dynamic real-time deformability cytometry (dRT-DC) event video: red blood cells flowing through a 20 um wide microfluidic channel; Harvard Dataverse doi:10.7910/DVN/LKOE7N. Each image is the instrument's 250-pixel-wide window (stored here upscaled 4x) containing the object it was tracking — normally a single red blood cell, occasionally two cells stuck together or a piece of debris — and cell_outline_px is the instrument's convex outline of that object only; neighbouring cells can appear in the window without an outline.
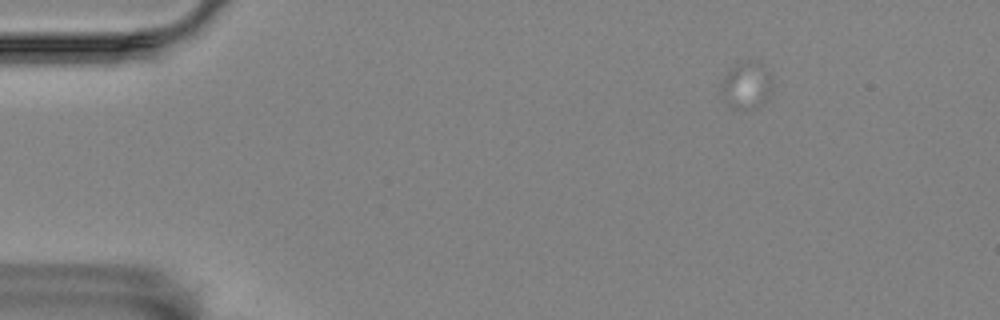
{"species": "Egyptian fruit bat (a non-hibernating species)", "species_latin": "Rousettus aegyptiacus", "temperature_condition": "room temperature", "stored_images_in_passage": 9, "camera_frame_rate_fps": 3000, "um_per_image_px": 0.085, "animal": {"sex": "female"}, "frame": {"image": 1, "passage_image": 2, "time_ms": 1.333, "image_size_px": [1000, 320], "cell_outline_px": [[772, 92], [764, 104], [740, 108], [728, 108], [724, 104], [720, 92], [720, 84], [728, 68], [740, 60], [760, 60], [768, 72], [772, 80]], "centroid_in_image_um": [63.41, 7.2], "position_along_channel_um": 21.6, "area_um2": 14.68}}
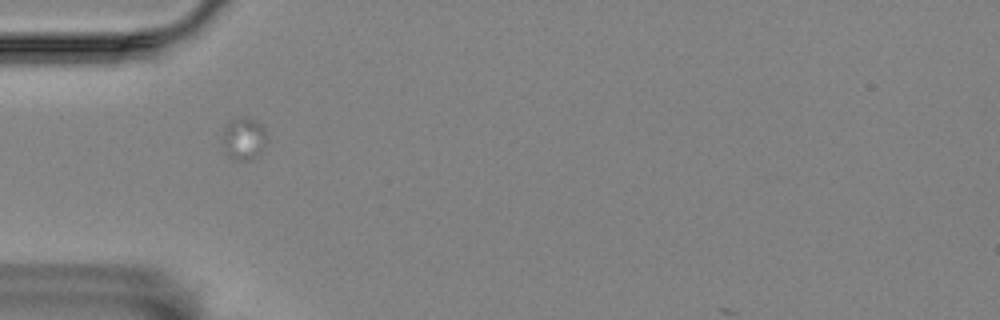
{"frame": {"image": 2, "passage_image": 5, "time_ms": 5.667, "image_size_px": [1000, 320], "cell_outline_px": [[264, 140], [260, 152], [252, 160], [232, 160], [228, 156], [224, 144], [224, 128], [236, 116], [248, 116], [264, 124]], "centroid_in_image_um": [20.72, 11.75], "position_along_channel_um": 64.3, "area_um2": 10.75}}
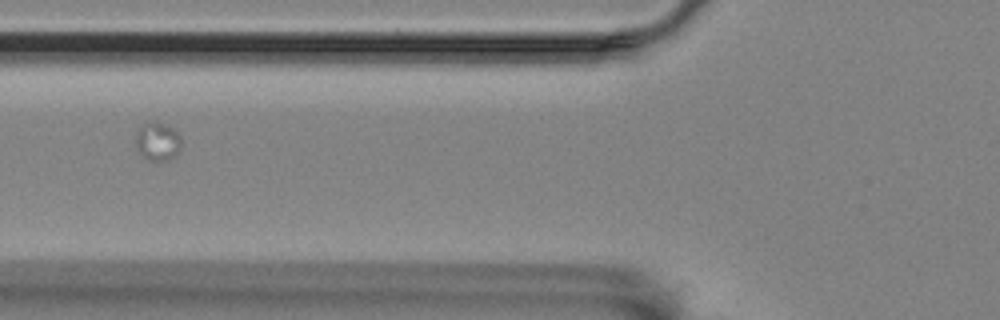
{"frame": {"image": 3, "passage_image": 6, "time_ms": 7.333, "image_size_px": [1000, 320], "cell_outline_px": [[180, 152], [168, 160], [148, 160], [136, 148], [136, 132], [140, 124], [144, 120], [156, 120], [168, 124], [176, 128], [180, 136]], "centroid_in_image_um": [13.4, 11.93], "position_along_channel_um": 112.4, "area_um2": 10.69}}